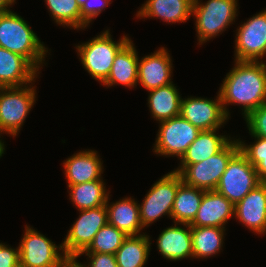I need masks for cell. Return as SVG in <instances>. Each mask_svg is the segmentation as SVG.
<instances>
[{"mask_svg":"<svg viewBox=\"0 0 266 267\" xmlns=\"http://www.w3.org/2000/svg\"><path fill=\"white\" fill-rule=\"evenodd\" d=\"M226 115L227 106H241L243 118L252 110L266 104V63L264 61H237L226 74L219 88Z\"/></svg>","mask_w":266,"mask_h":267,"instance_id":"obj_1","label":"cell"},{"mask_svg":"<svg viewBox=\"0 0 266 267\" xmlns=\"http://www.w3.org/2000/svg\"><path fill=\"white\" fill-rule=\"evenodd\" d=\"M0 47L22 55L38 71L49 53L28 23L11 10L0 13Z\"/></svg>","mask_w":266,"mask_h":267,"instance_id":"obj_2","label":"cell"},{"mask_svg":"<svg viewBox=\"0 0 266 267\" xmlns=\"http://www.w3.org/2000/svg\"><path fill=\"white\" fill-rule=\"evenodd\" d=\"M130 40L123 35L119 41H114L107 29L75 47L83 68L93 79L103 83L110 74L115 56Z\"/></svg>","mask_w":266,"mask_h":267,"instance_id":"obj_3","label":"cell"},{"mask_svg":"<svg viewBox=\"0 0 266 267\" xmlns=\"http://www.w3.org/2000/svg\"><path fill=\"white\" fill-rule=\"evenodd\" d=\"M239 151L237 139H232L215 155L196 164H180L178 172L184 184L204 191L215 190L228 162Z\"/></svg>","mask_w":266,"mask_h":267,"instance_id":"obj_4","label":"cell"},{"mask_svg":"<svg viewBox=\"0 0 266 267\" xmlns=\"http://www.w3.org/2000/svg\"><path fill=\"white\" fill-rule=\"evenodd\" d=\"M238 0H194L192 16L195 17L198 45L220 35L238 16ZM220 33V34H219Z\"/></svg>","mask_w":266,"mask_h":267,"instance_id":"obj_5","label":"cell"},{"mask_svg":"<svg viewBox=\"0 0 266 267\" xmlns=\"http://www.w3.org/2000/svg\"><path fill=\"white\" fill-rule=\"evenodd\" d=\"M36 86L0 88V136L16 137L36 102Z\"/></svg>","mask_w":266,"mask_h":267,"instance_id":"obj_6","label":"cell"},{"mask_svg":"<svg viewBox=\"0 0 266 267\" xmlns=\"http://www.w3.org/2000/svg\"><path fill=\"white\" fill-rule=\"evenodd\" d=\"M24 235L19 243L20 267H65L69 258L63 250L45 235L25 226ZM61 251V253H60Z\"/></svg>","mask_w":266,"mask_h":267,"instance_id":"obj_7","label":"cell"},{"mask_svg":"<svg viewBox=\"0 0 266 267\" xmlns=\"http://www.w3.org/2000/svg\"><path fill=\"white\" fill-rule=\"evenodd\" d=\"M183 183L178 172L170 171L156 181L139 204L140 221L143 228L149 227L160 217L171 218L178 187Z\"/></svg>","mask_w":266,"mask_h":267,"instance_id":"obj_8","label":"cell"},{"mask_svg":"<svg viewBox=\"0 0 266 267\" xmlns=\"http://www.w3.org/2000/svg\"><path fill=\"white\" fill-rule=\"evenodd\" d=\"M159 123L153 152L164 157L175 156L180 160L201 132L181 115Z\"/></svg>","mask_w":266,"mask_h":267,"instance_id":"obj_9","label":"cell"},{"mask_svg":"<svg viewBox=\"0 0 266 267\" xmlns=\"http://www.w3.org/2000/svg\"><path fill=\"white\" fill-rule=\"evenodd\" d=\"M260 183L255 167L238 151L228 162L215 190L235 205Z\"/></svg>","mask_w":266,"mask_h":267,"instance_id":"obj_10","label":"cell"},{"mask_svg":"<svg viewBox=\"0 0 266 267\" xmlns=\"http://www.w3.org/2000/svg\"><path fill=\"white\" fill-rule=\"evenodd\" d=\"M79 212V218L72 224L61 243L69 259H78V256L92 243L98 231L108 223L105 205Z\"/></svg>","mask_w":266,"mask_h":267,"instance_id":"obj_11","label":"cell"},{"mask_svg":"<svg viewBox=\"0 0 266 267\" xmlns=\"http://www.w3.org/2000/svg\"><path fill=\"white\" fill-rule=\"evenodd\" d=\"M236 31L234 61H263L266 55V9L248 18Z\"/></svg>","mask_w":266,"mask_h":267,"instance_id":"obj_12","label":"cell"},{"mask_svg":"<svg viewBox=\"0 0 266 267\" xmlns=\"http://www.w3.org/2000/svg\"><path fill=\"white\" fill-rule=\"evenodd\" d=\"M180 115L201 131L220 129L229 119L224 111L219 91L214 100L194 96L182 98Z\"/></svg>","mask_w":266,"mask_h":267,"instance_id":"obj_13","label":"cell"},{"mask_svg":"<svg viewBox=\"0 0 266 267\" xmlns=\"http://www.w3.org/2000/svg\"><path fill=\"white\" fill-rule=\"evenodd\" d=\"M173 64L167 48L161 47L154 53L139 58L138 80L146 90L150 91L173 83Z\"/></svg>","mask_w":266,"mask_h":267,"instance_id":"obj_14","label":"cell"},{"mask_svg":"<svg viewBox=\"0 0 266 267\" xmlns=\"http://www.w3.org/2000/svg\"><path fill=\"white\" fill-rule=\"evenodd\" d=\"M234 218L255 234H266V186L262 182L234 205Z\"/></svg>","mask_w":266,"mask_h":267,"instance_id":"obj_15","label":"cell"},{"mask_svg":"<svg viewBox=\"0 0 266 267\" xmlns=\"http://www.w3.org/2000/svg\"><path fill=\"white\" fill-rule=\"evenodd\" d=\"M234 216V205L216 190L205 191L191 227L225 228Z\"/></svg>","mask_w":266,"mask_h":267,"instance_id":"obj_16","label":"cell"},{"mask_svg":"<svg viewBox=\"0 0 266 267\" xmlns=\"http://www.w3.org/2000/svg\"><path fill=\"white\" fill-rule=\"evenodd\" d=\"M39 73L25 57L0 47V88L32 85Z\"/></svg>","mask_w":266,"mask_h":267,"instance_id":"obj_17","label":"cell"},{"mask_svg":"<svg viewBox=\"0 0 266 267\" xmlns=\"http://www.w3.org/2000/svg\"><path fill=\"white\" fill-rule=\"evenodd\" d=\"M99 157L96 150L86 149L64 160L63 168L67 186L100 180L104 168L103 161Z\"/></svg>","mask_w":266,"mask_h":267,"instance_id":"obj_18","label":"cell"},{"mask_svg":"<svg viewBox=\"0 0 266 267\" xmlns=\"http://www.w3.org/2000/svg\"><path fill=\"white\" fill-rule=\"evenodd\" d=\"M156 242L158 253L167 260L181 261L185 258H193L191 226L189 224L174 222V226L163 229Z\"/></svg>","mask_w":266,"mask_h":267,"instance_id":"obj_19","label":"cell"},{"mask_svg":"<svg viewBox=\"0 0 266 267\" xmlns=\"http://www.w3.org/2000/svg\"><path fill=\"white\" fill-rule=\"evenodd\" d=\"M138 62V52L130 40L115 56L110 74L102 85L134 88L138 84Z\"/></svg>","mask_w":266,"mask_h":267,"instance_id":"obj_20","label":"cell"},{"mask_svg":"<svg viewBox=\"0 0 266 267\" xmlns=\"http://www.w3.org/2000/svg\"><path fill=\"white\" fill-rule=\"evenodd\" d=\"M194 0H146L137 11V18H158L163 22L184 23L192 17Z\"/></svg>","mask_w":266,"mask_h":267,"instance_id":"obj_21","label":"cell"},{"mask_svg":"<svg viewBox=\"0 0 266 267\" xmlns=\"http://www.w3.org/2000/svg\"><path fill=\"white\" fill-rule=\"evenodd\" d=\"M109 196L106 202L108 223L123 231L127 236L142 235L144 229L140 221L139 203L131 197L122 198L109 204Z\"/></svg>","mask_w":266,"mask_h":267,"instance_id":"obj_22","label":"cell"},{"mask_svg":"<svg viewBox=\"0 0 266 267\" xmlns=\"http://www.w3.org/2000/svg\"><path fill=\"white\" fill-rule=\"evenodd\" d=\"M148 107L156 121H164L180 115L181 95L174 83L148 91Z\"/></svg>","mask_w":266,"mask_h":267,"instance_id":"obj_23","label":"cell"},{"mask_svg":"<svg viewBox=\"0 0 266 267\" xmlns=\"http://www.w3.org/2000/svg\"><path fill=\"white\" fill-rule=\"evenodd\" d=\"M217 131L219 129L202 130L189 145L180 164H196L217 154L232 139L228 135H219Z\"/></svg>","mask_w":266,"mask_h":267,"instance_id":"obj_24","label":"cell"},{"mask_svg":"<svg viewBox=\"0 0 266 267\" xmlns=\"http://www.w3.org/2000/svg\"><path fill=\"white\" fill-rule=\"evenodd\" d=\"M69 200L78 211L106 205L110 191L106 189L103 178L77 185L68 186Z\"/></svg>","mask_w":266,"mask_h":267,"instance_id":"obj_25","label":"cell"},{"mask_svg":"<svg viewBox=\"0 0 266 267\" xmlns=\"http://www.w3.org/2000/svg\"><path fill=\"white\" fill-rule=\"evenodd\" d=\"M146 233L128 236L114 254L118 267H144L150 255L152 242Z\"/></svg>","mask_w":266,"mask_h":267,"instance_id":"obj_26","label":"cell"},{"mask_svg":"<svg viewBox=\"0 0 266 267\" xmlns=\"http://www.w3.org/2000/svg\"><path fill=\"white\" fill-rule=\"evenodd\" d=\"M225 230L220 227H191L193 259H208L220 253Z\"/></svg>","mask_w":266,"mask_h":267,"instance_id":"obj_27","label":"cell"},{"mask_svg":"<svg viewBox=\"0 0 266 267\" xmlns=\"http://www.w3.org/2000/svg\"><path fill=\"white\" fill-rule=\"evenodd\" d=\"M204 192L182 183L178 187L172 208L173 222L190 224L198 212Z\"/></svg>","mask_w":266,"mask_h":267,"instance_id":"obj_28","label":"cell"},{"mask_svg":"<svg viewBox=\"0 0 266 267\" xmlns=\"http://www.w3.org/2000/svg\"><path fill=\"white\" fill-rule=\"evenodd\" d=\"M53 21L70 29H81V8L76 0H44Z\"/></svg>","mask_w":266,"mask_h":267,"instance_id":"obj_29","label":"cell"},{"mask_svg":"<svg viewBox=\"0 0 266 267\" xmlns=\"http://www.w3.org/2000/svg\"><path fill=\"white\" fill-rule=\"evenodd\" d=\"M128 236L107 223L94 236L92 243L82 253L115 254Z\"/></svg>","mask_w":266,"mask_h":267,"instance_id":"obj_30","label":"cell"},{"mask_svg":"<svg viewBox=\"0 0 266 267\" xmlns=\"http://www.w3.org/2000/svg\"><path fill=\"white\" fill-rule=\"evenodd\" d=\"M254 137L253 144L247 145L245 141L237 139L239 151L247 158L249 163L255 167L260 182L266 180V138Z\"/></svg>","mask_w":266,"mask_h":267,"instance_id":"obj_31","label":"cell"},{"mask_svg":"<svg viewBox=\"0 0 266 267\" xmlns=\"http://www.w3.org/2000/svg\"><path fill=\"white\" fill-rule=\"evenodd\" d=\"M81 8V29L87 28L94 18L112 3L111 0H76ZM111 2V3H110Z\"/></svg>","mask_w":266,"mask_h":267,"instance_id":"obj_32","label":"cell"},{"mask_svg":"<svg viewBox=\"0 0 266 267\" xmlns=\"http://www.w3.org/2000/svg\"><path fill=\"white\" fill-rule=\"evenodd\" d=\"M244 120L251 136L266 138V104L252 110Z\"/></svg>","mask_w":266,"mask_h":267,"instance_id":"obj_33","label":"cell"},{"mask_svg":"<svg viewBox=\"0 0 266 267\" xmlns=\"http://www.w3.org/2000/svg\"><path fill=\"white\" fill-rule=\"evenodd\" d=\"M87 256L89 260L88 264H81L82 267H118L114 254L106 253H81V255Z\"/></svg>","mask_w":266,"mask_h":267,"instance_id":"obj_34","label":"cell"},{"mask_svg":"<svg viewBox=\"0 0 266 267\" xmlns=\"http://www.w3.org/2000/svg\"><path fill=\"white\" fill-rule=\"evenodd\" d=\"M0 243V267H20L19 246L12 248Z\"/></svg>","mask_w":266,"mask_h":267,"instance_id":"obj_35","label":"cell"},{"mask_svg":"<svg viewBox=\"0 0 266 267\" xmlns=\"http://www.w3.org/2000/svg\"><path fill=\"white\" fill-rule=\"evenodd\" d=\"M15 1L16 0H0V13L11 10V5L13 6L15 4Z\"/></svg>","mask_w":266,"mask_h":267,"instance_id":"obj_36","label":"cell"},{"mask_svg":"<svg viewBox=\"0 0 266 267\" xmlns=\"http://www.w3.org/2000/svg\"><path fill=\"white\" fill-rule=\"evenodd\" d=\"M65 267H82L77 259H69Z\"/></svg>","mask_w":266,"mask_h":267,"instance_id":"obj_37","label":"cell"},{"mask_svg":"<svg viewBox=\"0 0 266 267\" xmlns=\"http://www.w3.org/2000/svg\"><path fill=\"white\" fill-rule=\"evenodd\" d=\"M3 140H0V158L3 156V154H5V144Z\"/></svg>","mask_w":266,"mask_h":267,"instance_id":"obj_38","label":"cell"}]
</instances>
